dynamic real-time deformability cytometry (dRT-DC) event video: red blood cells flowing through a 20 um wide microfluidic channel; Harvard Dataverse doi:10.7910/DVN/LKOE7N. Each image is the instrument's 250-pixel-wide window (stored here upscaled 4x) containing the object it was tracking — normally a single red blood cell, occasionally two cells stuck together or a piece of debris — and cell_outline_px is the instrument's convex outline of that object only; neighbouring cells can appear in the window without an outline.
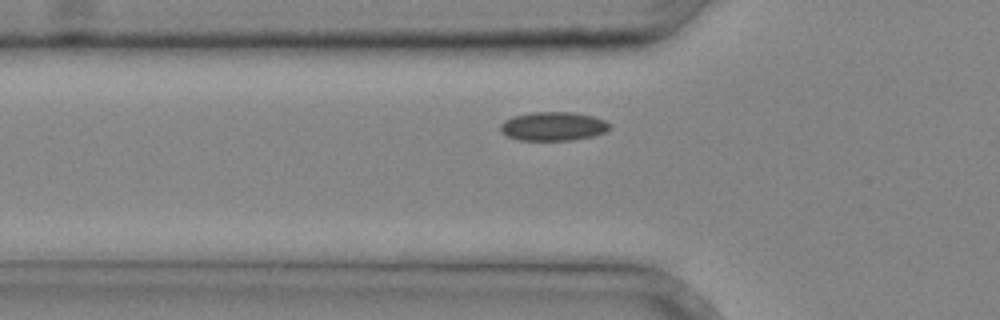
{"species": "common noctule bat (a hibernating species)", "species_latin": "Nyctalus noctula", "temperature_condition": "cold", "stored_images_in_passage": 26, "camera_frame_rate_fps": 3000, "um_per_image_px": 0.085, "animal": {"sex": "male", "body_mass_g": 20.4}, "frame": {"image": 1, "passage_image": 6, "time_ms": 1.667, "image_size_px": [1000, 320], "cell_outline_px": [[612, 124], [604, 132], [592, 136], [572, 140], [516, 140], [508, 136], [500, 128], [500, 124], [504, 120], [512, 116], [532, 112], [572, 112], [592, 116], [604, 120]], "centroid_in_image_um": [47.0, 10.73], "position_along_channel_um": 78.8, "area_um2": 18.26}}
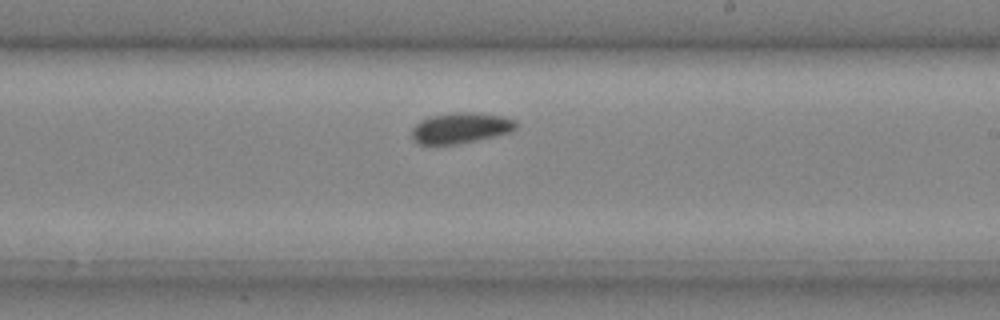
{"frame": {"image": 2, "passage_image": 16, "time_ms": 5.0, "image_size_px": [1000, 320], "cell_outline_px": [[516, 128], [512, 132], [476, 140], [456, 144], [416, 144], [412, 140], [412, 128], [420, 120], [432, 116], [456, 112], [476, 112], [504, 116], [516, 120]], "centroid_in_image_um": [39.16, 10.87], "position_along_channel_um": 249.8, "area_um2": 18.73}}
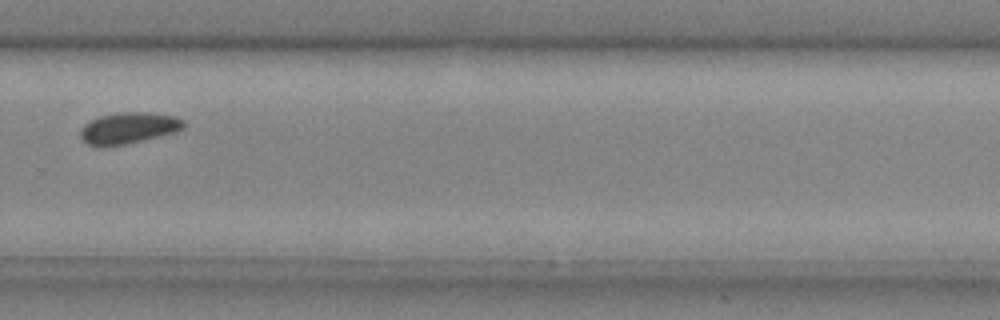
{"frame": {"image": 3, "passage_image": 20, "time_ms": 6.333, "image_size_px": [1000, 320], "cell_outline_px": [[184, 128], [176, 132], [124, 144], [88, 144], [80, 136], [80, 132], [84, 124], [100, 116], [124, 112], [148, 112], [176, 116], [184, 120]], "centroid_in_image_um": [10.99, 10.85], "position_along_channel_um": 318.8, "area_um2": 18.26}}